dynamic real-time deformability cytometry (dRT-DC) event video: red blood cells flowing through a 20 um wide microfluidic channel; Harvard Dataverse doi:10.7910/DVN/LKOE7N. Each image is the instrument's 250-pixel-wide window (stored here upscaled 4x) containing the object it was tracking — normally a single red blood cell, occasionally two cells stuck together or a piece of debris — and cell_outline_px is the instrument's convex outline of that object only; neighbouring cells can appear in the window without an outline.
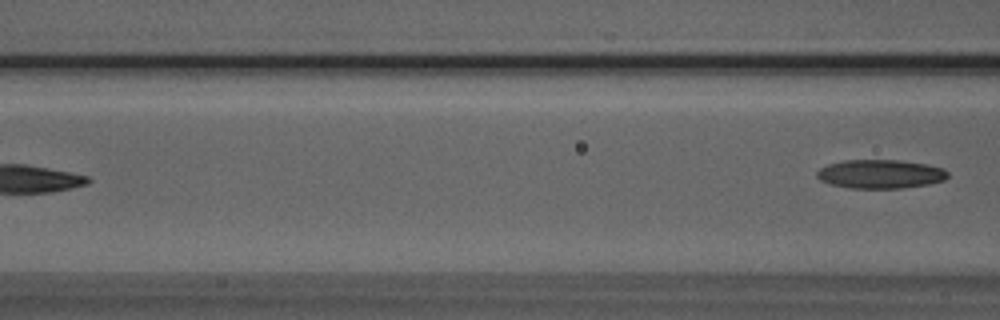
{"species": "Egyptian fruit bat (a non-hibernating species)", "species_latin": "Rousettus aegyptiacus", "temperature_condition": "room temperature", "stored_images_in_passage": 6, "camera_frame_rate_fps": 3000, "um_per_image_px": 0.085, "animal": {"sex": "male"}, "frame": {"image": 1, "passage_image": 6, "time_ms": 6.0, "image_size_px": [1000, 320], "cell_outline_px": [[948, 176], [944, 180], [928, 184], [904, 188], [852, 188], [828, 184], [820, 180], [816, 176], [816, 172], [820, 168], [828, 164], [844, 160], [900, 160], [928, 164], [944, 168], [948, 172]], "centroid_in_image_um": [74.83, 14.79], "position_along_channel_um": 91.8, "area_um2": 22.14}}